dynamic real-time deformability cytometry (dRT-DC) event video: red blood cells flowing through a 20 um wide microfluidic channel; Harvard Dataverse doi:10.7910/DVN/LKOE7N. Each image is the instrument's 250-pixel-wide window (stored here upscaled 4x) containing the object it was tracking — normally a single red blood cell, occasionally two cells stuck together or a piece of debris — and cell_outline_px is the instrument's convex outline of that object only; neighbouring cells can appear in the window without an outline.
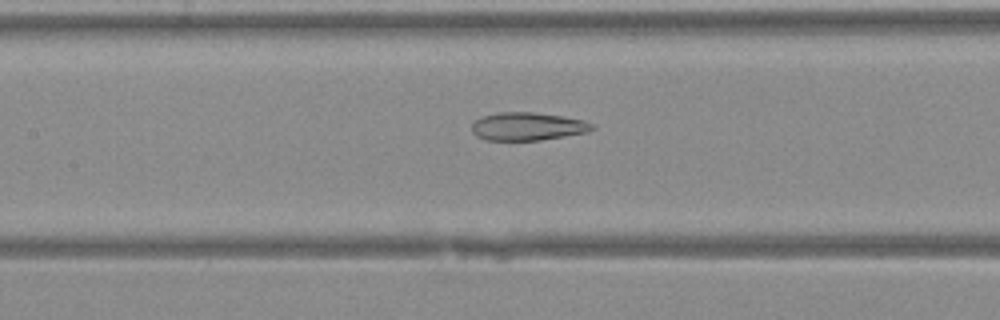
{"species": "Egyptian fruit bat (a non-hibernating species)", "species_latin": "Rousettus aegyptiacus", "temperature_condition": "warm", "stored_images_in_passage": 31, "camera_frame_rate_fps": 3000, "um_per_image_px": 0.085, "animal": {"sex": "female"}, "frame": {"image": 1, "passage_image": 11, "time_ms": 3.333, "image_size_px": [1000, 320], "cell_outline_px": [[596, 128], [588, 132], [540, 140], [488, 140], [476, 136], [472, 132], [472, 124], [480, 116], [496, 112], [532, 112], [564, 116], [584, 120], [592, 124]], "centroid_in_image_um": [44.84, 10.73], "position_along_channel_um": 162.6, "area_um2": 19.77}}
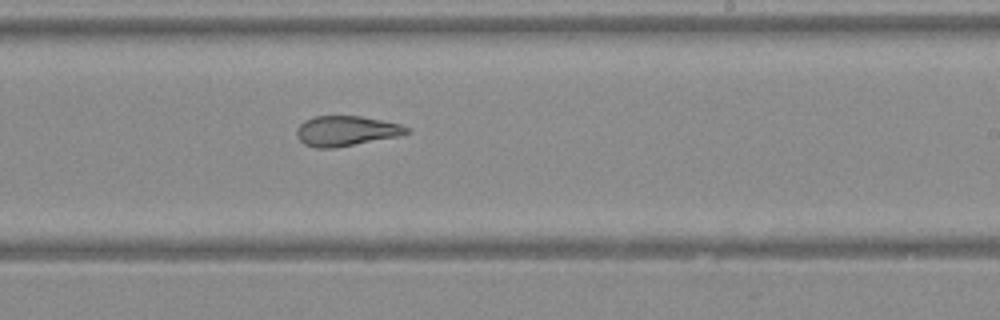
{"frame": {"image": 2, "passage_image": 17, "time_ms": 5.333, "image_size_px": [1000, 320], "cell_outline_px": [[412, 132], [396, 136], [336, 148], [316, 148], [304, 144], [296, 136], [296, 128], [304, 120], [316, 116], [360, 116], [400, 124], [408, 128]], "centroid_in_image_um": [29.37, 11.13], "position_along_channel_um": 259.6, "area_um2": 19.19}}
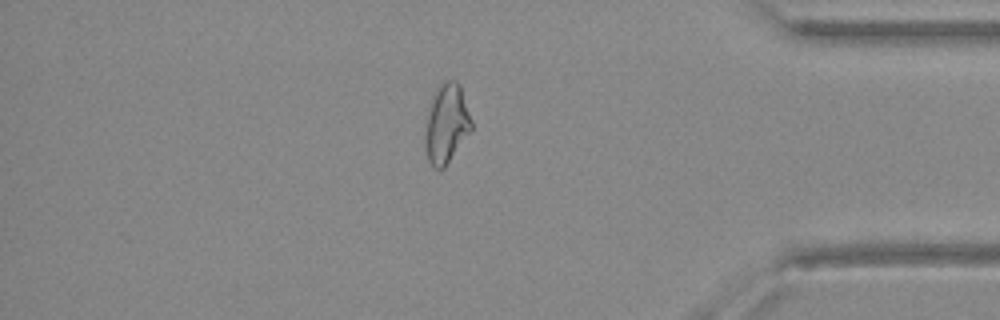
{"frame": {"image": 3, "passage_image": 27, "time_ms": 8.667, "image_size_px": [1000, 320], "cell_outline_px": [[472, 132], [444, 168], [432, 168], [428, 160], [424, 144], [424, 136], [432, 96], [436, 88], [444, 80], [456, 80], [460, 84], [472, 120]], "centroid_in_image_um": [37.97, 10.52], "position_along_channel_um": 397.2, "area_um2": 21.68}}